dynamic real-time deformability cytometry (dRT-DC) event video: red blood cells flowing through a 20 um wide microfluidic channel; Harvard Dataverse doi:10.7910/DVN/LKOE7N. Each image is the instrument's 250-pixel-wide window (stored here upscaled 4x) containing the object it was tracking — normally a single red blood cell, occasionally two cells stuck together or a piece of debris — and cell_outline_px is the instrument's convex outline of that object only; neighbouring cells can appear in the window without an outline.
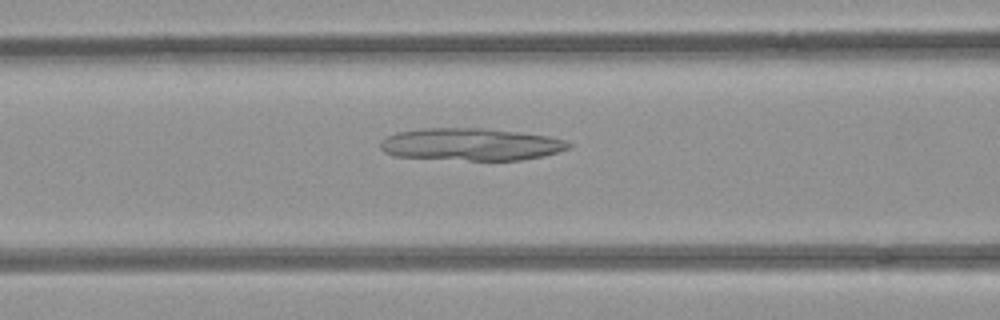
{"species": "common noctule bat (a hibernating species)", "species_latin": "Nyctalus noctula", "temperature_condition": "room temperature", "stored_images_in_passage": 33, "camera_frame_rate_fps": 3000, "um_per_image_px": 0.085, "animal": {"sex": "female", "body_mass_g": 21.9}, "frame": {"image": 1, "passage_image": 12, "time_ms": 3.667, "image_size_px": [1000, 320], "cell_outline_px": [[572, 144], [568, 148], [544, 156], [520, 160], [468, 160], [396, 156], [384, 152], [380, 148], [380, 140], [388, 136], [400, 132], [424, 128], [484, 128], [520, 132], [548, 136], [564, 140]], "centroid_in_image_um": [40.03, 12.27], "position_along_channel_um": 126.6, "area_um2": 35.26}}
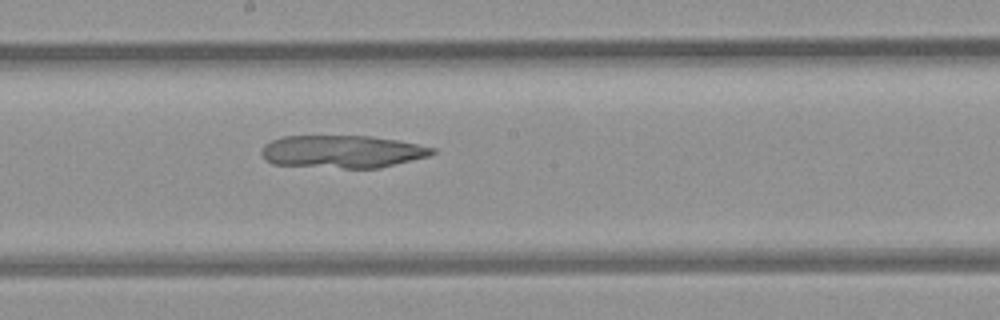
{"frame": {"image": 2, "passage_image": 19, "time_ms": 6.0, "image_size_px": [1000, 320], "cell_outline_px": [[436, 152], [428, 156], [380, 168], [344, 168], [272, 164], [260, 152], [264, 144], [272, 140], [284, 136], [372, 136], [396, 140], [436, 148]], "centroid_in_image_um": [29.1, 12.88], "position_along_channel_um": 219.1, "area_um2": 32.37}}
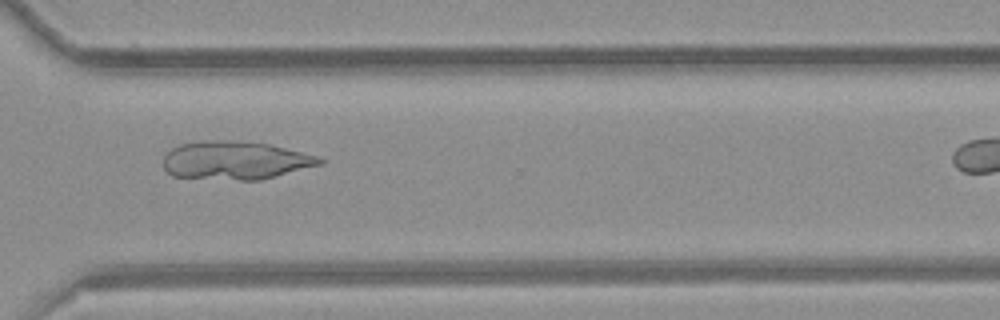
{"frame": {"image": 3, "passage_image": 29, "time_ms": 9.333, "image_size_px": [1000, 320], "cell_outline_px": [[324, 160], [320, 164], [260, 180], [240, 180], [172, 176], [164, 168], [164, 156], [172, 148], [180, 144], [200, 140], [228, 140], [268, 144], [316, 156]], "centroid_in_image_um": [19.93, 13.63], "position_along_channel_um": 350.7, "area_um2": 34.39}}